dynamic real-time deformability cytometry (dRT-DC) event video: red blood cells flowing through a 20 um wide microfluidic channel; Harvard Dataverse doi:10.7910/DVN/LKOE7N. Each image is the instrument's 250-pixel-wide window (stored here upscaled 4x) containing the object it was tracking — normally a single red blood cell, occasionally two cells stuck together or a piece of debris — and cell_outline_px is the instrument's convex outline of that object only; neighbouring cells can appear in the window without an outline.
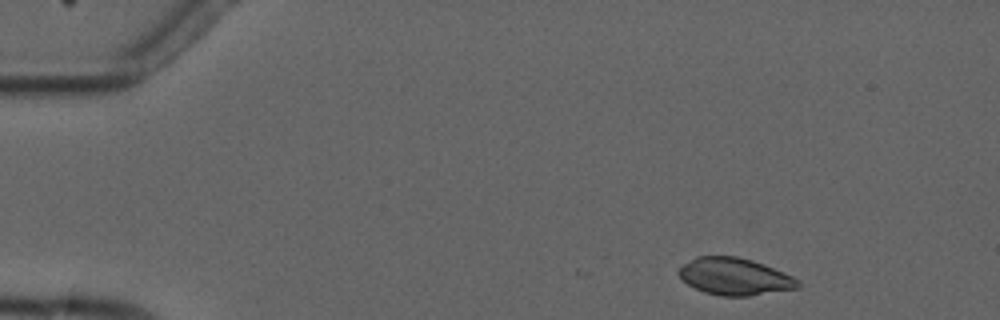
{"species": "common noctule bat (a hibernating species)", "species_latin": "Nyctalus noctula", "temperature_condition": "cold", "stored_images_in_passage": 4, "camera_frame_rate_fps": 3000, "um_per_image_px": 0.085, "animal": {"sex": "male", "forearm_length_mm": 52.5}, "frame": {"image": 1, "passage_image": 1, "time_ms": 0.0, "image_size_px": [1000, 320], "cell_outline_px": [[800, 288], [748, 296], [720, 296], [704, 292], [688, 284], [676, 272], [684, 264], [696, 256], [736, 256], [752, 260], [764, 264], [784, 272], [792, 276], [800, 284]], "centroid_in_image_um": [62.45, 23.5], "position_along_channel_um": 22.5, "area_um2": 25.66}}
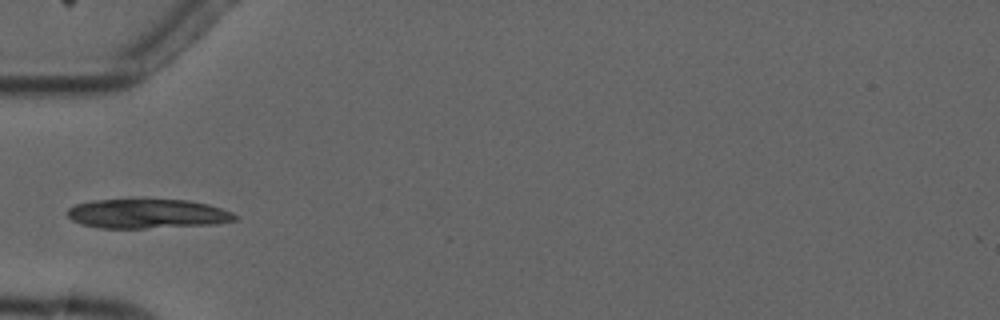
{"frame": {"image": 2, "passage_image": 4, "time_ms": 3.667, "image_size_px": [1000, 320], "cell_outline_px": [[240, 216], [236, 220], [216, 224], [144, 228], [100, 228], [80, 224], [72, 220], [68, 216], [68, 208], [76, 204], [92, 200], [132, 196], [188, 200], [208, 204], [232, 212]], "centroid_in_image_um": [12.5, 18.11], "position_along_channel_um": 72.5, "area_um2": 30.0}}